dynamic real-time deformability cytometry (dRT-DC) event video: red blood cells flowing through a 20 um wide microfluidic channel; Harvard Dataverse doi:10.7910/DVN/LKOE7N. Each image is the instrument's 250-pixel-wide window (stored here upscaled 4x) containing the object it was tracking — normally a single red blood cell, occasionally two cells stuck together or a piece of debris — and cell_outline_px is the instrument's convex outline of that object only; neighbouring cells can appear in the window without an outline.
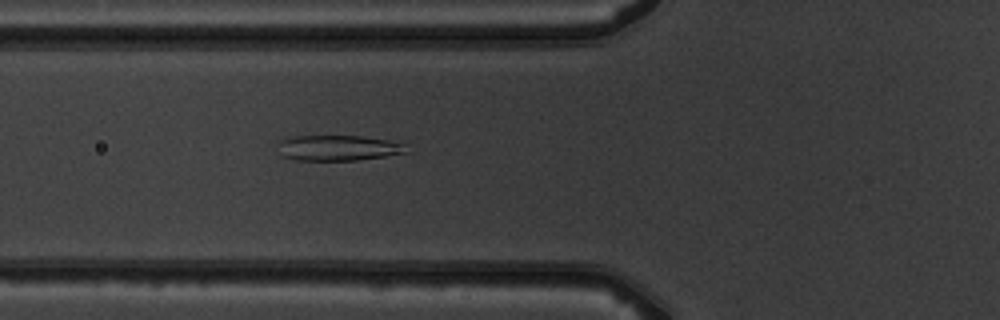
{"species": "common noctule bat (a hibernating species)", "species_latin": "Nyctalus noctula", "temperature_condition": "warm", "stored_images_in_passage": 6, "camera_frame_rate_fps": 3000, "um_per_image_px": 0.085, "animal": {"sex": "male", "body_mass_g": 19.5, "forearm_length_mm": 54.6}, "frame": {"image": 1, "passage_image": 6, "time_ms": 5.667, "image_size_px": [1000, 320], "cell_outline_px": [[412, 152], [388, 156], [356, 160], [296, 160], [280, 156], [276, 144], [280, 140], [288, 136], [360, 136], [392, 140], [404, 144]], "centroid_in_image_um": [28.74, 12.57], "position_along_channel_um": 97.1, "area_um2": 19.59}}